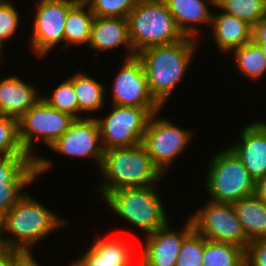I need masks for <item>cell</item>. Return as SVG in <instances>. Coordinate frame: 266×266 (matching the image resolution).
<instances>
[{
	"instance_id": "obj_1",
	"label": "cell",
	"mask_w": 266,
	"mask_h": 266,
	"mask_svg": "<svg viewBox=\"0 0 266 266\" xmlns=\"http://www.w3.org/2000/svg\"><path fill=\"white\" fill-rule=\"evenodd\" d=\"M199 44V40L186 36L176 43L153 46L136 54L150 93L163 108L192 65Z\"/></svg>"
},
{
	"instance_id": "obj_2",
	"label": "cell",
	"mask_w": 266,
	"mask_h": 266,
	"mask_svg": "<svg viewBox=\"0 0 266 266\" xmlns=\"http://www.w3.org/2000/svg\"><path fill=\"white\" fill-rule=\"evenodd\" d=\"M98 171L102 181L96 189L100 192L98 199L121 188L158 185L164 178L142 144L104 150Z\"/></svg>"
},
{
	"instance_id": "obj_3",
	"label": "cell",
	"mask_w": 266,
	"mask_h": 266,
	"mask_svg": "<svg viewBox=\"0 0 266 266\" xmlns=\"http://www.w3.org/2000/svg\"><path fill=\"white\" fill-rule=\"evenodd\" d=\"M59 217L40 201L26 193L6 214V241L8 248L34 256L32 250L44 238L66 226Z\"/></svg>"
},
{
	"instance_id": "obj_4",
	"label": "cell",
	"mask_w": 266,
	"mask_h": 266,
	"mask_svg": "<svg viewBox=\"0 0 266 266\" xmlns=\"http://www.w3.org/2000/svg\"><path fill=\"white\" fill-rule=\"evenodd\" d=\"M75 119L68 113L52 108L42 97L18 119L19 139L25 152L37 163L38 179L52 168L54 162L35 153V141L38 142L40 138L43 144L50 147Z\"/></svg>"
},
{
	"instance_id": "obj_5",
	"label": "cell",
	"mask_w": 266,
	"mask_h": 266,
	"mask_svg": "<svg viewBox=\"0 0 266 266\" xmlns=\"http://www.w3.org/2000/svg\"><path fill=\"white\" fill-rule=\"evenodd\" d=\"M157 187L121 188L109 192L102 200L113 213L128 225L140 228L146 236L170 222Z\"/></svg>"
},
{
	"instance_id": "obj_6",
	"label": "cell",
	"mask_w": 266,
	"mask_h": 266,
	"mask_svg": "<svg viewBox=\"0 0 266 266\" xmlns=\"http://www.w3.org/2000/svg\"><path fill=\"white\" fill-rule=\"evenodd\" d=\"M127 20L135 54L153 46L173 44L186 37L164 0H138Z\"/></svg>"
},
{
	"instance_id": "obj_7",
	"label": "cell",
	"mask_w": 266,
	"mask_h": 266,
	"mask_svg": "<svg viewBox=\"0 0 266 266\" xmlns=\"http://www.w3.org/2000/svg\"><path fill=\"white\" fill-rule=\"evenodd\" d=\"M210 159L204 177L209 200L232 204L255 194V180L229 147L217 151Z\"/></svg>"
},
{
	"instance_id": "obj_8",
	"label": "cell",
	"mask_w": 266,
	"mask_h": 266,
	"mask_svg": "<svg viewBox=\"0 0 266 266\" xmlns=\"http://www.w3.org/2000/svg\"><path fill=\"white\" fill-rule=\"evenodd\" d=\"M161 111L163 110L151 115L141 144L151 157L153 164L165 176L169 173L171 163L176 161L175 158L188 149L193 133L164 116L160 118Z\"/></svg>"
},
{
	"instance_id": "obj_9",
	"label": "cell",
	"mask_w": 266,
	"mask_h": 266,
	"mask_svg": "<svg viewBox=\"0 0 266 266\" xmlns=\"http://www.w3.org/2000/svg\"><path fill=\"white\" fill-rule=\"evenodd\" d=\"M110 113L96 117L103 150L129 148L142 143L151 114L145 108L111 104Z\"/></svg>"
},
{
	"instance_id": "obj_10",
	"label": "cell",
	"mask_w": 266,
	"mask_h": 266,
	"mask_svg": "<svg viewBox=\"0 0 266 266\" xmlns=\"http://www.w3.org/2000/svg\"><path fill=\"white\" fill-rule=\"evenodd\" d=\"M189 218L194 230L207 240L234 244L245 251L250 243L230 203L208 199L194 214H190Z\"/></svg>"
},
{
	"instance_id": "obj_11",
	"label": "cell",
	"mask_w": 266,
	"mask_h": 266,
	"mask_svg": "<svg viewBox=\"0 0 266 266\" xmlns=\"http://www.w3.org/2000/svg\"><path fill=\"white\" fill-rule=\"evenodd\" d=\"M34 6L35 14L29 46L30 52L44 59L47 54L60 45L64 47V24L68 11L79 0H38Z\"/></svg>"
},
{
	"instance_id": "obj_12",
	"label": "cell",
	"mask_w": 266,
	"mask_h": 266,
	"mask_svg": "<svg viewBox=\"0 0 266 266\" xmlns=\"http://www.w3.org/2000/svg\"><path fill=\"white\" fill-rule=\"evenodd\" d=\"M110 95L112 104L145 108L151 115L164 109L151 95L141 61L137 56L123 59Z\"/></svg>"
},
{
	"instance_id": "obj_13",
	"label": "cell",
	"mask_w": 266,
	"mask_h": 266,
	"mask_svg": "<svg viewBox=\"0 0 266 266\" xmlns=\"http://www.w3.org/2000/svg\"><path fill=\"white\" fill-rule=\"evenodd\" d=\"M85 116L75 119L70 128L49 148L58 155L69 156L72 159H92L100 168L104 150L99 126L94 117Z\"/></svg>"
},
{
	"instance_id": "obj_14",
	"label": "cell",
	"mask_w": 266,
	"mask_h": 266,
	"mask_svg": "<svg viewBox=\"0 0 266 266\" xmlns=\"http://www.w3.org/2000/svg\"><path fill=\"white\" fill-rule=\"evenodd\" d=\"M37 180V163L30 156L0 158V214H6ZM23 190V191H22Z\"/></svg>"
},
{
	"instance_id": "obj_15",
	"label": "cell",
	"mask_w": 266,
	"mask_h": 266,
	"mask_svg": "<svg viewBox=\"0 0 266 266\" xmlns=\"http://www.w3.org/2000/svg\"><path fill=\"white\" fill-rule=\"evenodd\" d=\"M176 231L169 222L164 227L144 237L143 248L140 257L149 266H176L177 257L183 240L194 230L192 221H187Z\"/></svg>"
},
{
	"instance_id": "obj_16",
	"label": "cell",
	"mask_w": 266,
	"mask_h": 266,
	"mask_svg": "<svg viewBox=\"0 0 266 266\" xmlns=\"http://www.w3.org/2000/svg\"><path fill=\"white\" fill-rule=\"evenodd\" d=\"M251 123L238 131L240 140L228 147L256 182L266 176V125L260 119Z\"/></svg>"
},
{
	"instance_id": "obj_17",
	"label": "cell",
	"mask_w": 266,
	"mask_h": 266,
	"mask_svg": "<svg viewBox=\"0 0 266 266\" xmlns=\"http://www.w3.org/2000/svg\"><path fill=\"white\" fill-rule=\"evenodd\" d=\"M95 236L94 242L83 256L71 262L70 266H131L134 263L137 256L135 249L120 235L119 237L118 235L105 237L99 234Z\"/></svg>"
},
{
	"instance_id": "obj_18",
	"label": "cell",
	"mask_w": 266,
	"mask_h": 266,
	"mask_svg": "<svg viewBox=\"0 0 266 266\" xmlns=\"http://www.w3.org/2000/svg\"><path fill=\"white\" fill-rule=\"evenodd\" d=\"M121 46L126 47L123 59L136 56L129 38L128 20L126 18L94 17L88 49L106 52Z\"/></svg>"
},
{
	"instance_id": "obj_19",
	"label": "cell",
	"mask_w": 266,
	"mask_h": 266,
	"mask_svg": "<svg viewBox=\"0 0 266 266\" xmlns=\"http://www.w3.org/2000/svg\"><path fill=\"white\" fill-rule=\"evenodd\" d=\"M16 75L0 78V115L19 119L41 95L36 85Z\"/></svg>"
},
{
	"instance_id": "obj_20",
	"label": "cell",
	"mask_w": 266,
	"mask_h": 266,
	"mask_svg": "<svg viewBox=\"0 0 266 266\" xmlns=\"http://www.w3.org/2000/svg\"><path fill=\"white\" fill-rule=\"evenodd\" d=\"M164 1L168 10L174 17L177 26L185 36L198 40L200 35L205 33V31H201V29L198 28V25L199 27L200 25H211L213 11H211L210 7H215V0Z\"/></svg>"
},
{
	"instance_id": "obj_21",
	"label": "cell",
	"mask_w": 266,
	"mask_h": 266,
	"mask_svg": "<svg viewBox=\"0 0 266 266\" xmlns=\"http://www.w3.org/2000/svg\"><path fill=\"white\" fill-rule=\"evenodd\" d=\"M212 13L210 28L212 39L219 52L228 55L252 40V26L246 21L225 12Z\"/></svg>"
},
{
	"instance_id": "obj_22",
	"label": "cell",
	"mask_w": 266,
	"mask_h": 266,
	"mask_svg": "<svg viewBox=\"0 0 266 266\" xmlns=\"http://www.w3.org/2000/svg\"><path fill=\"white\" fill-rule=\"evenodd\" d=\"M249 242L266 238V203L255 194L232 203Z\"/></svg>"
},
{
	"instance_id": "obj_23",
	"label": "cell",
	"mask_w": 266,
	"mask_h": 266,
	"mask_svg": "<svg viewBox=\"0 0 266 266\" xmlns=\"http://www.w3.org/2000/svg\"><path fill=\"white\" fill-rule=\"evenodd\" d=\"M73 86L78 101V119L85 118L81 116L90 112L103 110L106 106V95L109 88L98 79L90 76L84 71H77L73 74Z\"/></svg>"
},
{
	"instance_id": "obj_24",
	"label": "cell",
	"mask_w": 266,
	"mask_h": 266,
	"mask_svg": "<svg viewBox=\"0 0 266 266\" xmlns=\"http://www.w3.org/2000/svg\"><path fill=\"white\" fill-rule=\"evenodd\" d=\"M94 14L89 6L79 0L67 13L64 24V48L70 49L87 45L90 40L91 25L94 20Z\"/></svg>"
},
{
	"instance_id": "obj_25",
	"label": "cell",
	"mask_w": 266,
	"mask_h": 266,
	"mask_svg": "<svg viewBox=\"0 0 266 266\" xmlns=\"http://www.w3.org/2000/svg\"><path fill=\"white\" fill-rule=\"evenodd\" d=\"M232 61L236 64L241 75L251 78V81H260L266 75V58L261 47L253 40L230 52Z\"/></svg>"
},
{
	"instance_id": "obj_26",
	"label": "cell",
	"mask_w": 266,
	"mask_h": 266,
	"mask_svg": "<svg viewBox=\"0 0 266 266\" xmlns=\"http://www.w3.org/2000/svg\"><path fill=\"white\" fill-rule=\"evenodd\" d=\"M202 266H245V250L237 245L204 237Z\"/></svg>"
},
{
	"instance_id": "obj_27",
	"label": "cell",
	"mask_w": 266,
	"mask_h": 266,
	"mask_svg": "<svg viewBox=\"0 0 266 266\" xmlns=\"http://www.w3.org/2000/svg\"><path fill=\"white\" fill-rule=\"evenodd\" d=\"M215 6L252 27L266 16V0H215Z\"/></svg>"
},
{
	"instance_id": "obj_28",
	"label": "cell",
	"mask_w": 266,
	"mask_h": 266,
	"mask_svg": "<svg viewBox=\"0 0 266 266\" xmlns=\"http://www.w3.org/2000/svg\"><path fill=\"white\" fill-rule=\"evenodd\" d=\"M41 97L56 110L68 113L78 119V101L73 86V75L61 81L51 94Z\"/></svg>"
},
{
	"instance_id": "obj_29",
	"label": "cell",
	"mask_w": 266,
	"mask_h": 266,
	"mask_svg": "<svg viewBox=\"0 0 266 266\" xmlns=\"http://www.w3.org/2000/svg\"><path fill=\"white\" fill-rule=\"evenodd\" d=\"M29 156L19 139L18 119L0 115V158Z\"/></svg>"
},
{
	"instance_id": "obj_30",
	"label": "cell",
	"mask_w": 266,
	"mask_h": 266,
	"mask_svg": "<svg viewBox=\"0 0 266 266\" xmlns=\"http://www.w3.org/2000/svg\"><path fill=\"white\" fill-rule=\"evenodd\" d=\"M95 17L126 18L138 0H83Z\"/></svg>"
},
{
	"instance_id": "obj_31",
	"label": "cell",
	"mask_w": 266,
	"mask_h": 266,
	"mask_svg": "<svg viewBox=\"0 0 266 266\" xmlns=\"http://www.w3.org/2000/svg\"><path fill=\"white\" fill-rule=\"evenodd\" d=\"M204 237L193 230L184 240L176 266H202Z\"/></svg>"
},
{
	"instance_id": "obj_32",
	"label": "cell",
	"mask_w": 266,
	"mask_h": 266,
	"mask_svg": "<svg viewBox=\"0 0 266 266\" xmlns=\"http://www.w3.org/2000/svg\"><path fill=\"white\" fill-rule=\"evenodd\" d=\"M13 0H0V42L5 44L17 33L20 23V11Z\"/></svg>"
},
{
	"instance_id": "obj_33",
	"label": "cell",
	"mask_w": 266,
	"mask_h": 266,
	"mask_svg": "<svg viewBox=\"0 0 266 266\" xmlns=\"http://www.w3.org/2000/svg\"><path fill=\"white\" fill-rule=\"evenodd\" d=\"M245 266H266V238L248 244L245 251Z\"/></svg>"
},
{
	"instance_id": "obj_34",
	"label": "cell",
	"mask_w": 266,
	"mask_h": 266,
	"mask_svg": "<svg viewBox=\"0 0 266 266\" xmlns=\"http://www.w3.org/2000/svg\"><path fill=\"white\" fill-rule=\"evenodd\" d=\"M27 257L22 251L7 248L0 251V266H19Z\"/></svg>"
},
{
	"instance_id": "obj_35",
	"label": "cell",
	"mask_w": 266,
	"mask_h": 266,
	"mask_svg": "<svg viewBox=\"0 0 266 266\" xmlns=\"http://www.w3.org/2000/svg\"><path fill=\"white\" fill-rule=\"evenodd\" d=\"M252 40L256 44H266V16L252 27Z\"/></svg>"
},
{
	"instance_id": "obj_36",
	"label": "cell",
	"mask_w": 266,
	"mask_h": 266,
	"mask_svg": "<svg viewBox=\"0 0 266 266\" xmlns=\"http://www.w3.org/2000/svg\"><path fill=\"white\" fill-rule=\"evenodd\" d=\"M255 195L266 203V176L256 181Z\"/></svg>"
},
{
	"instance_id": "obj_37",
	"label": "cell",
	"mask_w": 266,
	"mask_h": 266,
	"mask_svg": "<svg viewBox=\"0 0 266 266\" xmlns=\"http://www.w3.org/2000/svg\"><path fill=\"white\" fill-rule=\"evenodd\" d=\"M7 248L5 214H0V251Z\"/></svg>"
},
{
	"instance_id": "obj_38",
	"label": "cell",
	"mask_w": 266,
	"mask_h": 266,
	"mask_svg": "<svg viewBox=\"0 0 266 266\" xmlns=\"http://www.w3.org/2000/svg\"><path fill=\"white\" fill-rule=\"evenodd\" d=\"M19 266H41L34 256H28Z\"/></svg>"
},
{
	"instance_id": "obj_39",
	"label": "cell",
	"mask_w": 266,
	"mask_h": 266,
	"mask_svg": "<svg viewBox=\"0 0 266 266\" xmlns=\"http://www.w3.org/2000/svg\"><path fill=\"white\" fill-rule=\"evenodd\" d=\"M134 263L135 264L132 263L131 266H149L141 257H139V260H135Z\"/></svg>"
},
{
	"instance_id": "obj_40",
	"label": "cell",
	"mask_w": 266,
	"mask_h": 266,
	"mask_svg": "<svg viewBox=\"0 0 266 266\" xmlns=\"http://www.w3.org/2000/svg\"><path fill=\"white\" fill-rule=\"evenodd\" d=\"M6 48L5 44H3L2 42H0V64H1V61L2 60H6L4 59V56H3V52H4V49Z\"/></svg>"
},
{
	"instance_id": "obj_41",
	"label": "cell",
	"mask_w": 266,
	"mask_h": 266,
	"mask_svg": "<svg viewBox=\"0 0 266 266\" xmlns=\"http://www.w3.org/2000/svg\"><path fill=\"white\" fill-rule=\"evenodd\" d=\"M258 45L261 47V49L263 51V54H264V56L266 58V44H258Z\"/></svg>"
}]
</instances>
